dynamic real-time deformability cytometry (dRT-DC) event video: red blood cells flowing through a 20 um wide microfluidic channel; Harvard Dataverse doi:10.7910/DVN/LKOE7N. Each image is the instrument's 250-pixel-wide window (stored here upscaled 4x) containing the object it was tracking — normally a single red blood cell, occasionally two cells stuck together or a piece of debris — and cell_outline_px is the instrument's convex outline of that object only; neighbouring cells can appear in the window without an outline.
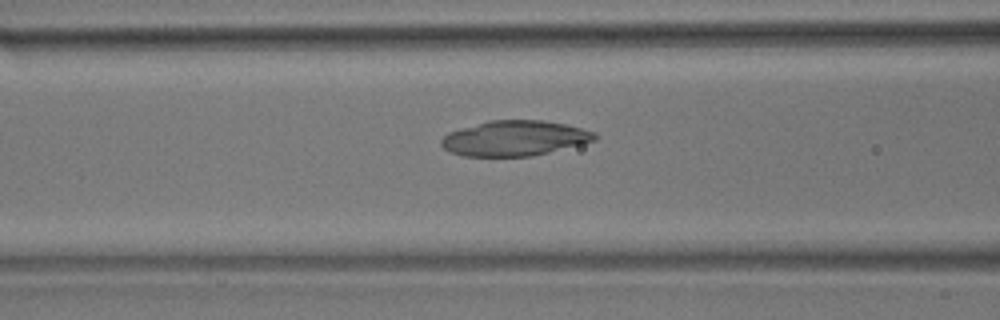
{"species": "common noctule bat (a hibernating species)", "species_latin": "Nyctalus noctula", "temperature_condition": "room temperature", "stored_images_in_passage": 18, "camera_frame_rate_fps": 3000, "um_per_image_px": 0.085, "animal": {"sex": "male", "body_mass_g": 17.9}, "frame": {"image": 1, "passage_image": 16, "time_ms": 5.0, "image_size_px": [1000, 320], "cell_outline_px": [[600, 136], [596, 140], [532, 156], [464, 156], [448, 152], [440, 144], [440, 140], [448, 132], [460, 128], [488, 120], [544, 120], [564, 124], [596, 132]], "centroid_in_image_um": [43.71, 11.74], "position_along_channel_um": 122.9, "area_um2": 31.56}}